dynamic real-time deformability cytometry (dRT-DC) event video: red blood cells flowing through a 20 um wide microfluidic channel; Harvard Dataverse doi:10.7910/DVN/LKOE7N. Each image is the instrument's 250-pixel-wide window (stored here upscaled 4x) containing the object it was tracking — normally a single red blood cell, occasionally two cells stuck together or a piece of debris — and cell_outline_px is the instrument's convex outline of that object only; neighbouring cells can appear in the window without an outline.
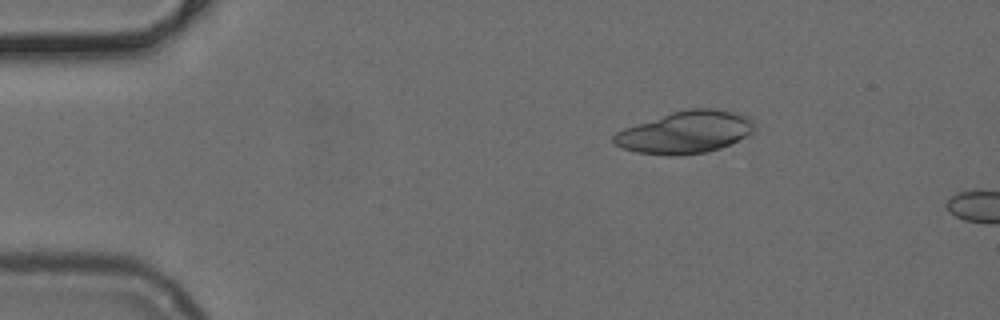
{"species": "common noctule bat (a hibernating species)", "species_latin": "Nyctalus noctula", "temperature_condition": "cold", "stored_images_in_passage": 5, "camera_frame_rate_fps": 3000, "um_per_image_px": 0.085, "animal": {"sex": "female", "body_mass_g": 24.6, "forearm_length_mm": 56.2}, "frame": {"image": 1, "passage_image": 2, "time_ms": 0.333, "image_size_px": [1000, 320], "cell_outline_px": [[756, 128], [748, 136], [720, 148], [704, 152], [676, 156], [668, 156], [636, 152], [624, 148], [616, 144], [612, 140], [612, 136], [616, 132], [624, 128], [672, 112], [688, 108], [716, 108], [748, 116], [752, 120]], "centroid_in_image_um": [58.27, 11.24], "position_along_channel_um": 26.7, "area_um2": 34.56}}